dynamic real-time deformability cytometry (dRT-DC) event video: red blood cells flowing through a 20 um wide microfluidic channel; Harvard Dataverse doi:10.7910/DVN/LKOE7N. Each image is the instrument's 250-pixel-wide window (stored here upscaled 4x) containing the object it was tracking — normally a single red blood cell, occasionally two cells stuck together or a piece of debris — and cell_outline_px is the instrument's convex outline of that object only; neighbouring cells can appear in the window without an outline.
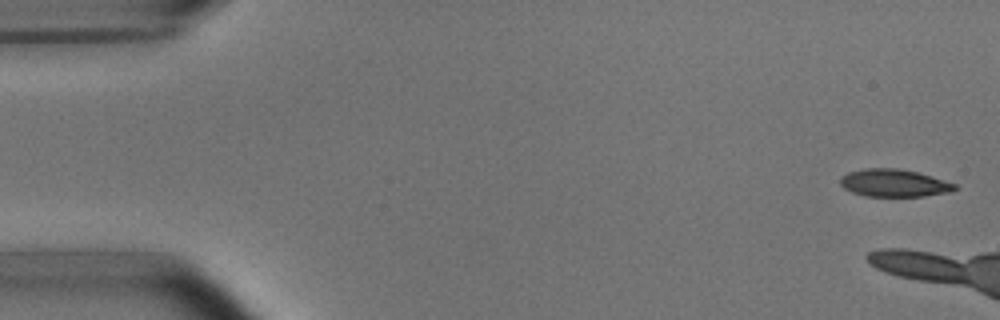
{"species": "common noctule bat (a hibernating species)", "species_latin": "Nyctalus noctula", "temperature_condition": "room temperature", "stored_images_in_passage": 12, "camera_frame_rate_fps": 3000, "um_per_image_px": 0.085, "animal": {"sex": "male", "body_mass_g": 15.6}, "frame": {"image": 1, "passage_image": 1, "time_ms": 0.0, "image_size_px": [1000, 320], "cell_outline_px": [[960, 188], [952, 192], [924, 196], [864, 196], [852, 192], [844, 188], [840, 184], [840, 176], [848, 172], [864, 168], [900, 168], [932, 176], [956, 184]], "centroid_in_image_um": [76.01, 15.55], "position_along_channel_um": 9.0, "area_um2": 18.61}}